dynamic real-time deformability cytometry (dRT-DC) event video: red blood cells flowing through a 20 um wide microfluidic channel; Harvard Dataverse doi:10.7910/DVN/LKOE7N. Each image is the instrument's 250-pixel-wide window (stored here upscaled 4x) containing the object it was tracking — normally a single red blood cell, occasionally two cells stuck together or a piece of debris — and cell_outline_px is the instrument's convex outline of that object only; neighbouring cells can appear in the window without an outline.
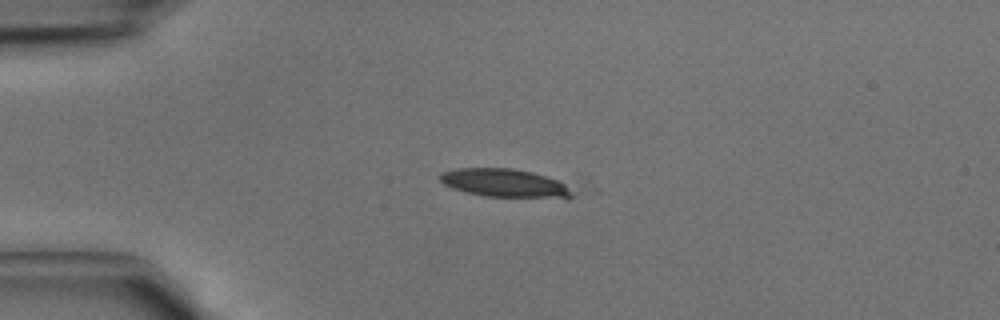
{"species": "common noctule bat (a hibernating species)", "species_latin": "Nyctalus noctula", "temperature_condition": "cold", "stored_images_in_passage": 5, "camera_frame_rate_fps": 3000, "um_per_image_px": 0.085, "animal": {"sex": "male", "body_mass_g": 15.6}, "frame": {"image": 1, "passage_image": 3, "time_ms": 0.667, "image_size_px": [1000, 320], "cell_outline_px": [[572, 196], [568, 200], [484, 196], [464, 192], [452, 188], [444, 184], [440, 180], [440, 172], [456, 168], [512, 168], [532, 172], [556, 180], [564, 184], [572, 192]], "centroid_in_image_um": [42.92, 15.59], "position_along_channel_um": 42.1, "area_um2": 22.31}}